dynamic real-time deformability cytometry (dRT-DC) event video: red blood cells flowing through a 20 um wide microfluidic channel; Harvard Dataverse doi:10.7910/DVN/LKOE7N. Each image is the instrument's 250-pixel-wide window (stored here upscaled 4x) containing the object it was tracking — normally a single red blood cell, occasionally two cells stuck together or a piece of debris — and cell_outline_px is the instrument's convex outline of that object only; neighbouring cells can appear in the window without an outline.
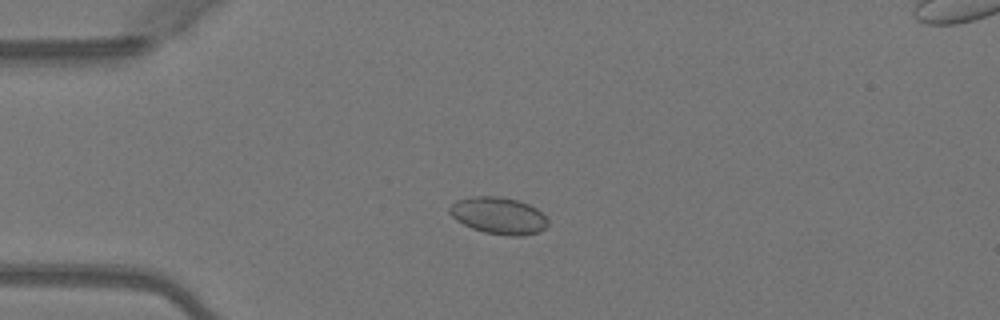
{"species": "Egyptian fruit bat (a non-hibernating species)", "species_latin": "Rousettus aegyptiacus", "temperature_condition": "warm", "stored_images_in_passage": 4, "segment_of_instrument_passage": [1, 2], "camera_frame_rate_fps": 3000, "um_per_image_px": 0.085, "animal": {"sex": "female"}, "frame": {"image": 1, "passage_image": 3, "time_ms": 0.667, "image_size_px": [1000, 320], "cell_outline_px": [[548, 224], [540, 232], [524, 236], [508, 236], [484, 232], [472, 228], [456, 220], [448, 212], [448, 208], [456, 200], [476, 196], [504, 196], [528, 204], [536, 208], [548, 220]], "centroid_in_image_um": [42.38, 18.33], "position_along_channel_um": 42.6, "area_um2": 21.21}}